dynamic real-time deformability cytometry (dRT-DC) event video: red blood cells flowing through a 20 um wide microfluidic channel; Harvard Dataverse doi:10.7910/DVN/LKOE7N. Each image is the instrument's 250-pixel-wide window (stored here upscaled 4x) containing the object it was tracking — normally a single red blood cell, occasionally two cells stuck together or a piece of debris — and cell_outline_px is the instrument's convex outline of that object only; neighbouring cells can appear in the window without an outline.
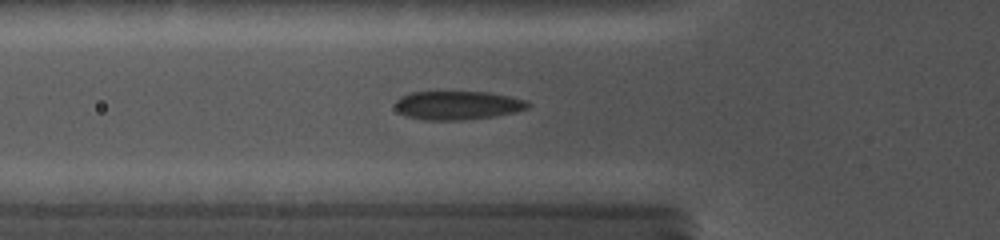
{"species": "common noctule bat (a hibernating species)", "species_latin": "Nyctalus noctula", "temperature_condition": "cold", "stored_images_in_passage": 48, "camera_frame_rate_fps": 5000, "um_per_image_px": 0.085, "animal": {"sex": "female", "body_mass_g": 19.0, "forearm_length_mm": 56.7}, "frame": {"image": 1, "passage_image": 19, "time_ms": 5.6, "image_size_px": [1000, 240], "cell_outline_px": [[532, 104], [528, 108], [516, 112], [496, 116], [464, 120], [424, 120], [404, 116], [396, 108], [396, 100], [400, 96], [412, 92], [488, 92], [508, 96], [524, 100]], "centroid_in_image_um": [38.9, 8.96], "position_along_channel_um": 86.9, "area_um2": 22.25}}
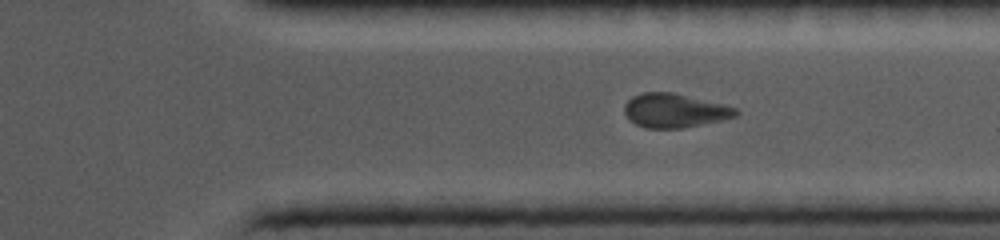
{"frame": {"image": 2, "passage_image": 37, "time_ms": 12.4, "image_size_px": [1000, 240], "cell_outline_px": [[740, 112], [736, 116], [720, 120], [684, 128], [644, 128], [628, 120], [624, 112], [624, 104], [632, 96], [644, 92], [672, 92], [736, 108]], "centroid_in_image_um": [57.28, 9.41], "position_along_channel_um": 354.1, "area_um2": 21.91}}
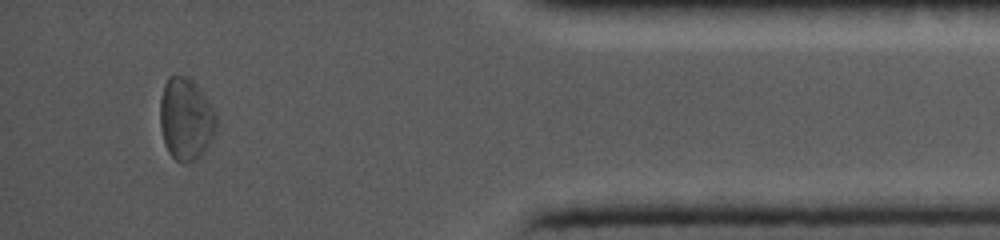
{"frame": {"image": 3, "passage_image": 45, "time_ms": 14.8, "image_size_px": [1000, 240], "cell_outline_px": [[216, 128], [204, 152], [200, 156], [184, 164], [176, 160], [168, 152], [160, 128], [160, 100], [164, 84], [172, 76], [184, 76], [204, 96], [216, 112]], "centroid_in_image_um": [15.78, 10.17], "position_along_channel_um": 419.4, "area_um2": 26.24}}